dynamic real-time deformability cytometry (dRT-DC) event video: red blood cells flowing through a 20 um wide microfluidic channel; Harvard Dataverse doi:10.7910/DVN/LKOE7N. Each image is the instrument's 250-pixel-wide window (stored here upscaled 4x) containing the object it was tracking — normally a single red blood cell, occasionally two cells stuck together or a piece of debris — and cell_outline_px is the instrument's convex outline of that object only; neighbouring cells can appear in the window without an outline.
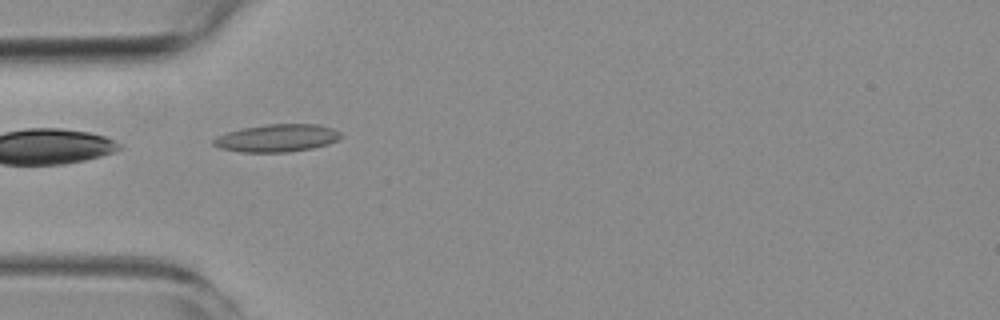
{"species": "common noctule bat (a hibernating species)", "species_latin": "Nyctalus noctula", "temperature_condition": "room temperature", "stored_images_in_passage": 6, "camera_frame_rate_fps": 3000, "um_per_image_px": 0.085, "animal": {"sex": "female", "body_mass_g": 19.3, "forearm_length_mm": 54.1}, "frame": {"image": 1, "passage_image": 5, "time_ms": 5.0, "image_size_px": [1000, 320], "cell_outline_px": [[344, 136], [340, 140], [328, 144], [312, 148], [288, 152], [240, 152], [220, 148], [212, 144], [212, 140], [216, 136], [228, 132], [244, 128], [268, 124], [316, 124], [332, 128], [340, 132]], "centroid_in_image_um": [23.57, 11.74], "position_along_channel_um": 61.4, "area_um2": 20.58}}
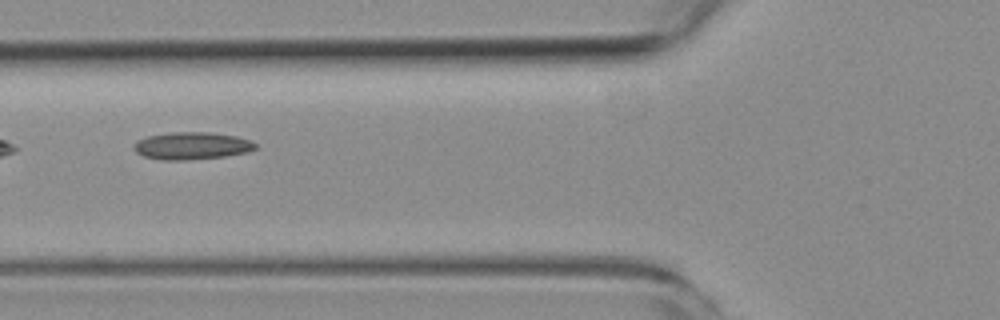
{"frame": {"image": 2, "passage_image": 6, "time_ms": 6.333, "image_size_px": [1000, 320], "cell_outline_px": [[256, 148], [248, 152], [224, 156], [188, 160], [160, 160], [144, 156], [136, 152], [132, 148], [132, 144], [136, 140], [148, 136], [172, 132], [208, 132], [236, 136], [252, 140], [256, 144]], "centroid_in_image_um": [16.27, 12.39], "position_along_channel_um": 109.5, "area_um2": 19.54}}